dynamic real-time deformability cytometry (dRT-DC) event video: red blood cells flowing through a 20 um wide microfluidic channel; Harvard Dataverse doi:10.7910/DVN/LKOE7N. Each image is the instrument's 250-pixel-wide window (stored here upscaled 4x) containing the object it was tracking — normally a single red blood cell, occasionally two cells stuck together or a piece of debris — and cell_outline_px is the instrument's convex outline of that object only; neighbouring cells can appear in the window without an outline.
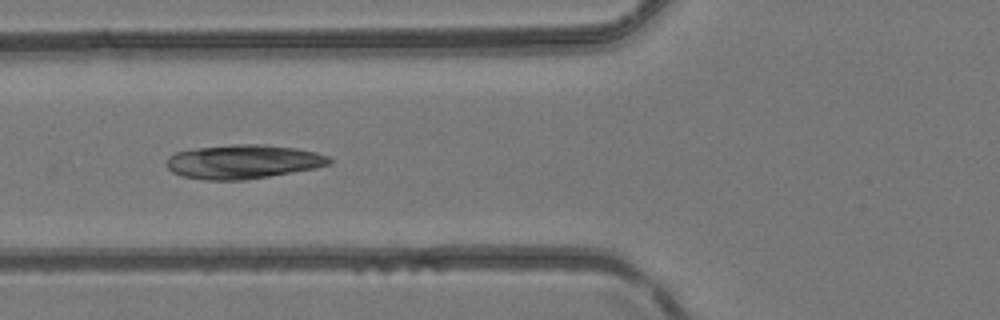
{"species": "common noctule bat (a hibernating species)", "species_latin": "Nyctalus noctula", "temperature_condition": "room temperature", "stored_images_in_passage": 6, "camera_frame_rate_fps": 3000, "um_per_image_px": 0.085, "animal": {"sex": "female", "body_mass_g": 24.6, "forearm_length_mm": 56.2}, "frame": {"image": 1, "passage_image": 6, "time_ms": 1.667, "image_size_px": [1000, 320], "cell_outline_px": [[332, 164], [316, 168], [244, 180], [204, 180], [184, 176], [172, 172], [168, 168], [168, 156], [176, 152], [196, 148], [232, 144], [264, 144], [296, 148], [316, 152], [328, 156], [332, 160]], "centroid_in_image_um": [20.69, 13.74], "position_along_channel_um": 105.1, "area_um2": 32.25}}